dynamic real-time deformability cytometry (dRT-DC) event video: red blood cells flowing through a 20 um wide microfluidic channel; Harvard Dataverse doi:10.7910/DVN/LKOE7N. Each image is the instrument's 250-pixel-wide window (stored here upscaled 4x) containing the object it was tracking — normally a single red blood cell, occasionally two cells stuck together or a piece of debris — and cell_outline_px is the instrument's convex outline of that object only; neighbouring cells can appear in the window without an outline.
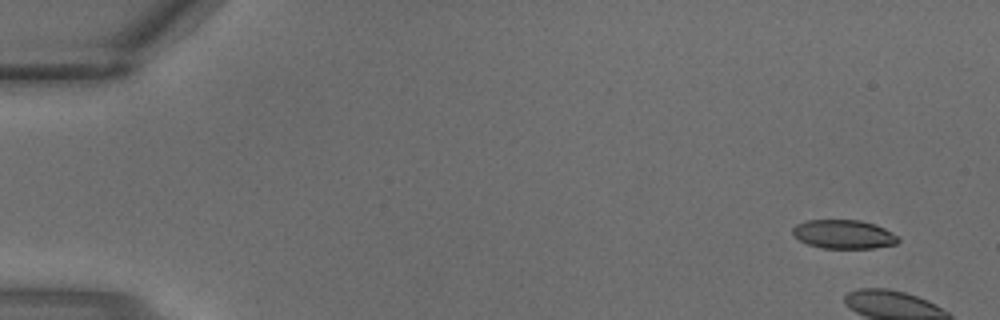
{"species": "common noctule bat (a hibernating species)", "species_latin": "Nyctalus noctula", "temperature_condition": "warm", "stored_images_in_passage": 4, "camera_frame_rate_fps": 3000, "um_per_image_px": 0.085, "animal": {"sex": "male", "body_mass_g": 18.8}, "frame": {"image": 1, "passage_image": 1, "time_ms": 0.0, "image_size_px": [1000, 320], "cell_outline_px": [[900, 240], [896, 244], [872, 248], [824, 248], [808, 244], [792, 236], [792, 228], [796, 224], [808, 220], [860, 220], [876, 224], [900, 236]], "centroid_in_image_um": [71.73, 19.91], "position_along_channel_um": 13.3, "area_um2": 17.86}}
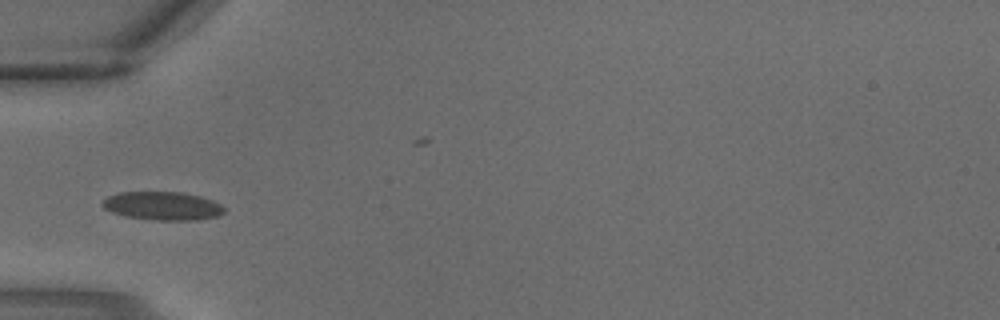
{"frame": {"image": 2, "passage_image": 4, "time_ms": 1.0, "image_size_px": [1000, 320], "cell_outline_px": [[224, 212], [220, 216], [200, 220], [156, 220], [124, 216], [112, 212], [104, 208], [100, 204], [108, 196], [120, 192], [180, 192], [200, 196], [212, 200], [220, 204], [224, 208]], "centroid_in_image_um": [13.83, 17.51], "position_along_channel_um": 71.2, "area_um2": 20.23}}